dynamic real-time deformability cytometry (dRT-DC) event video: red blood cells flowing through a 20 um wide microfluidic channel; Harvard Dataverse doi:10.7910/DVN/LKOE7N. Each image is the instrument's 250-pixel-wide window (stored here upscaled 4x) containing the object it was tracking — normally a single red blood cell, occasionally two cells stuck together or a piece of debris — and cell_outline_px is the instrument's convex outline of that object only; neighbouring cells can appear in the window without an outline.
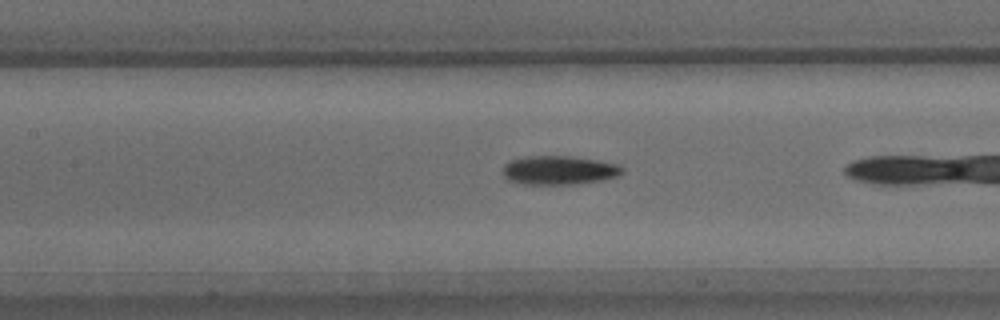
{"species": "common noctule bat (a hibernating species)", "species_latin": "Nyctalus noctula", "temperature_condition": "warm", "stored_images_in_passage": 9, "camera_frame_rate_fps": 3000, "um_per_image_px": 0.085, "animal": {"sex": "male", "body_mass_g": 15.6}, "frame": {"image": 1, "passage_image": 8, "time_ms": 2.333, "image_size_px": [1000, 320], "cell_outline_px": [[624, 172], [616, 176], [600, 180], [572, 184], [524, 184], [508, 180], [504, 176], [504, 164], [512, 160], [524, 156], [568, 156], [596, 160], [616, 164], [624, 168]], "centroid_in_image_um": [47.49, 14.46], "position_along_channel_um": 159.9, "area_um2": 19.83}}